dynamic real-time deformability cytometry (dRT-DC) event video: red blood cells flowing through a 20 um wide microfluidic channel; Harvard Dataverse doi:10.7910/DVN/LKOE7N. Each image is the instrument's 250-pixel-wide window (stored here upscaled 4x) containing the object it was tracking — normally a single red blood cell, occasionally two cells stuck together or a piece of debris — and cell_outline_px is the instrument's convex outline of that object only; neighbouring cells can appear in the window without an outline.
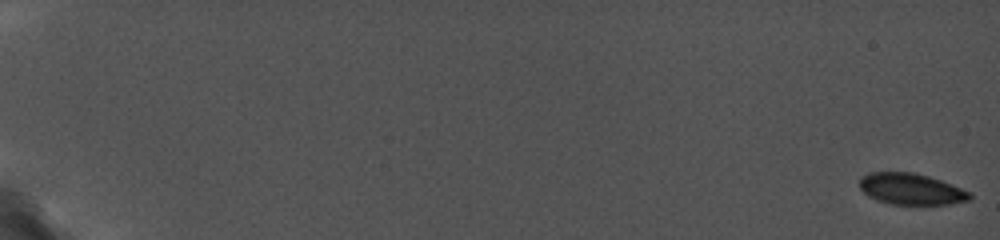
{"species": "common noctule bat (a hibernating species)", "species_latin": "Nyctalus noctula", "temperature_condition": "cold", "stored_images_in_passage": 18, "camera_frame_rate_fps": 5000, "um_per_image_px": 0.085, "animal": {"sex": "female", "body_mass_g": 19.0, "forearm_length_mm": 56.7}, "frame": {"image": 1, "passage_image": 1, "time_ms": 0.0, "image_size_px": [1000, 240], "cell_outline_px": [[972, 196], [968, 200], [948, 204], [892, 204], [876, 200], [868, 196], [860, 188], [860, 176], [872, 172], [912, 172], [928, 176], [940, 180], [972, 192]], "centroid_in_image_um": [77.43, 16.06], "position_along_channel_um": 7.6, "area_um2": 20.0}}
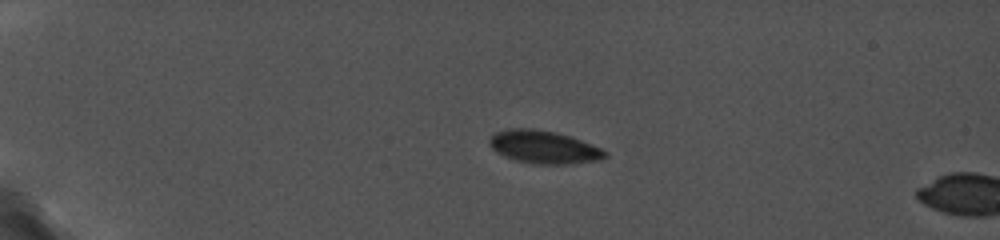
{"frame": {"image": 2, "passage_image": 14, "time_ms": 5.0, "image_size_px": [1000, 240], "cell_outline_px": [[608, 156], [600, 160], [572, 164], [532, 164], [516, 160], [504, 156], [496, 152], [488, 144], [488, 140], [496, 132], [508, 128], [532, 128], [556, 132], [572, 136], [600, 148], [608, 152]], "centroid_in_image_um": [46.23, 12.5], "position_along_channel_um": 38.8, "area_um2": 22.43}}